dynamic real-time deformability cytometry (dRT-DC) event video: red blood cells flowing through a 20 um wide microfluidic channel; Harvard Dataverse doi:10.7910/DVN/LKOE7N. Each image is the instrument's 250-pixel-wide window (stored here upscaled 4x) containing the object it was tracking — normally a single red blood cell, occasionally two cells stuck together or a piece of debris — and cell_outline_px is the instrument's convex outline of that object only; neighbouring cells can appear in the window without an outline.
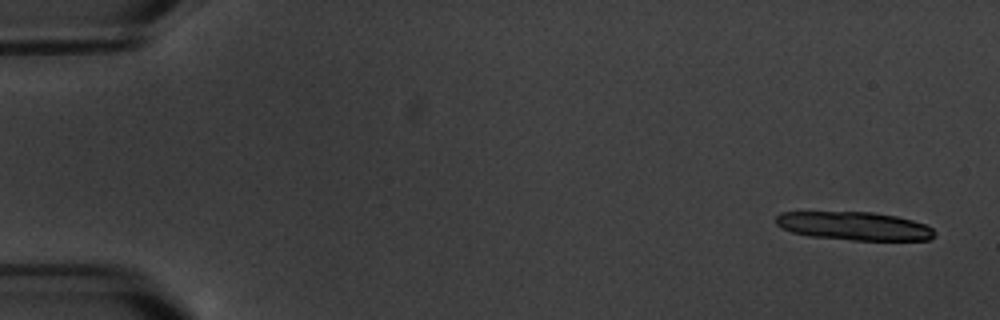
{"species": "common noctule bat (a hibernating species)", "species_latin": "Nyctalus noctula", "temperature_condition": "warm", "stored_images_in_passage": 5, "camera_frame_rate_fps": 3000, "um_per_image_px": 0.085, "animal": {"sex": "male", "body_mass_g": 20.1, "forearm_length_mm": 53.5}, "frame": {"image": 1, "passage_image": 1, "time_ms": 0.0, "image_size_px": [1000, 320], "cell_outline_px": [[936, 236], [932, 240], [852, 240], [808, 236], [792, 232], [780, 228], [776, 224], [776, 216], [780, 212], [872, 212], [896, 216], [912, 220], [924, 224], [932, 228], [936, 232]], "centroid_in_image_um": [72.62, 19.22], "position_along_channel_um": 12.4, "area_um2": 26.41}}